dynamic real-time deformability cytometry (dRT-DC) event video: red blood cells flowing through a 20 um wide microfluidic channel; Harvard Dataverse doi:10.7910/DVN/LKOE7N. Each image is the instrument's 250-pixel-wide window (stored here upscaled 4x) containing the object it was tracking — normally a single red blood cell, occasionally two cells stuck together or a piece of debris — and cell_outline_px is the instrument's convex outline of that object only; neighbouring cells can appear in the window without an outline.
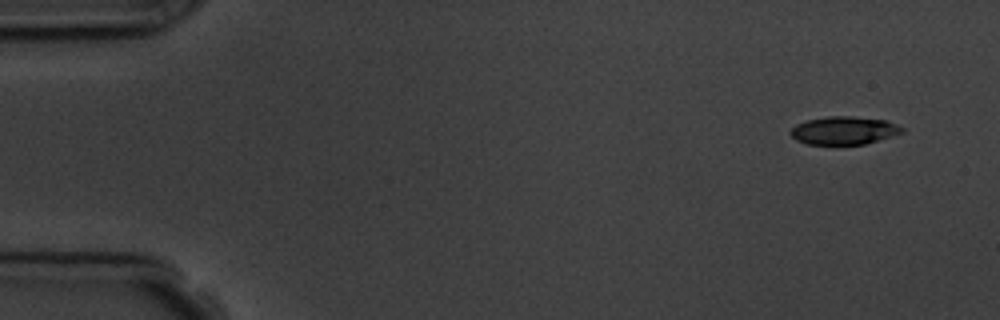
{"species": "common noctule bat (a hibernating species)", "species_latin": "Nyctalus noctula", "temperature_condition": "room temperature", "stored_images_in_passage": 5, "camera_frame_rate_fps": 3000, "um_per_image_px": 0.085, "animal": {"sex": "male", "body_mass_g": 19.5, "forearm_length_mm": 54.6}, "frame": {"image": 1, "passage_image": 1, "time_ms": 0.0, "image_size_px": [1000, 320], "cell_outline_px": [[904, 132], [864, 144], [808, 144], [796, 140], [788, 132], [796, 124], [808, 120], [828, 116], [852, 116], [884, 120], [896, 124], [904, 128]], "centroid_in_image_um": [71.71, 11.08], "position_along_channel_um": 13.3, "area_um2": 18.03}}
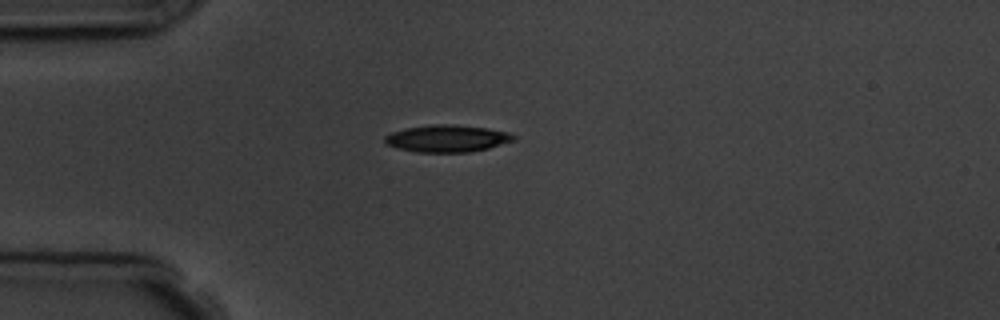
{"frame": {"image": 2, "passage_image": 4, "time_ms": 3.667, "image_size_px": [1000, 320], "cell_outline_px": [[516, 140], [488, 148], [468, 152], [416, 152], [384, 144], [384, 136], [392, 132], [404, 128], [432, 124], [452, 124], [488, 128], [508, 132], [516, 136]], "centroid_in_image_um": [38.0, 11.76], "position_along_channel_um": 47.0, "area_um2": 20.4}}